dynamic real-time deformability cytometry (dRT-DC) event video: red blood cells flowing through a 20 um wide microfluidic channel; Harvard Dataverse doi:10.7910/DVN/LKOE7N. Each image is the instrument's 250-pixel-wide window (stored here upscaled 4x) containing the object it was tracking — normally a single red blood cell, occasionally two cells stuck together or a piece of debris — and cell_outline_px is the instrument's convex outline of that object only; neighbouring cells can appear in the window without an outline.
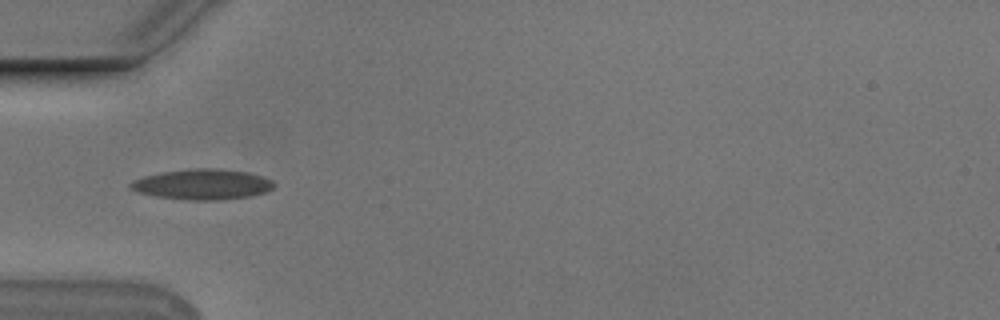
{"species": "Egyptian fruit bat (a non-hibernating species)", "species_latin": "Rousettus aegyptiacus", "temperature_condition": "cold", "stored_images_in_passage": 33, "camera_frame_rate_fps": 3000, "um_per_image_px": 0.085, "animal": {"sex": "male"}, "frame": {"image": 1, "passage_image": 1, "time_ms": 0.0, "image_size_px": [1000, 320], "cell_outline_px": [[276, 184], [272, 188], [264, 192], [252, 196], [216, 200], [188, 200], [156, 196], [136, 192], [128, 188], [128, 184], [132, 180], [144, 176], [160, 172], [192, 168], [220, 168], [248, 172], [272, 180]], "centroid_in_image_um": [17.16, 15.66], "position_along_channel_um": 67.8, "area_um2": 25.66}}
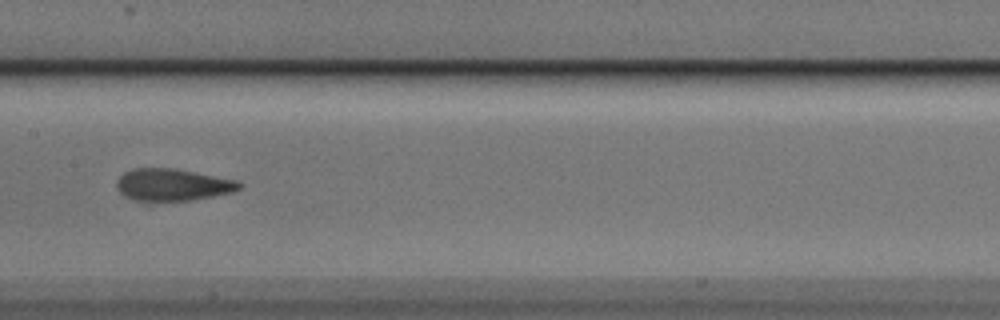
{"frame": {"image": 2, "passage_image": 11, "time_ms": 3.333, "image_size_px": [1000, 320], "cell_outline_px": [[244, 184], [240, 188], [232, 192], [192, 200], [132, 200], [124, 196], [116, 188], [116, 180], [124, 172], [132, 168], [172, 168], [236, 180]], "centroid_in_image_um": [14.63, 15.7], "position_along_channel_um": 192.8, "area_um2": 22.72}}
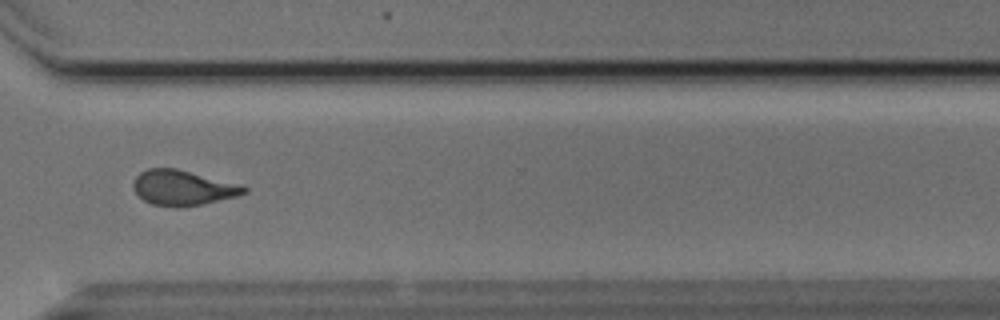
{"frame": {"image": 3, "passage_image": 24, "time_ms": 7.667, "image_size_px": [1000, 320], "cell_outline_px": [[248, 192], [236, 196], [204, 204], [176, 208], [152, 204], [144, 200], [132, 188], [132, 184], [136, 176], [140, 172], [148, 168], [176, 168], [248, 188]], "centroid_in_image_um": [15.47, 15.98], "position_along_channel_um": 355.1, "area_um2": 22.31}, "authors_computed_cell_mechanics": {"area_um2": 22.7154, "velocity_mm_per_s": 3.7437, "shape_relaxation_time_tau1_ms": 5.1412, "shape_relaxation_time_tau2_ms": 1.8016, "deformation_change_tau1": 0.1603, "deformation_change_tau2": 0.0963}}